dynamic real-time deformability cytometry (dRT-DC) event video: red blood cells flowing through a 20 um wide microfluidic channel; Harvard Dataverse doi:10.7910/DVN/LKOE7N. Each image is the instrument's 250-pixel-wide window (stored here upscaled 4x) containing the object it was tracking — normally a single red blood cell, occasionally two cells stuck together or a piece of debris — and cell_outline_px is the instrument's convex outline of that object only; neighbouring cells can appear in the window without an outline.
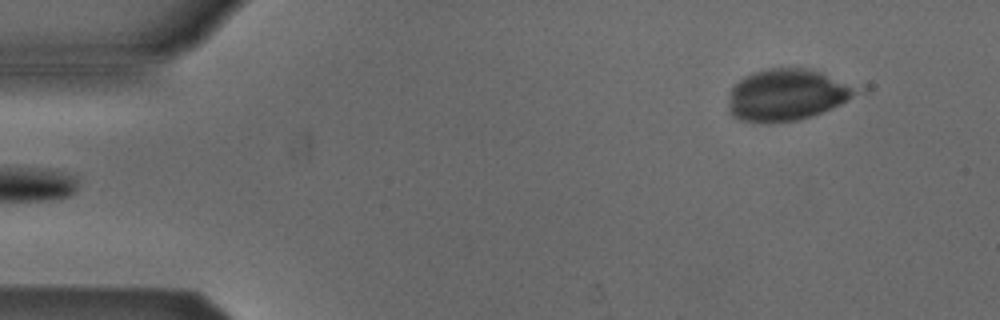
{"species": "Egyptian fruit bat (a non-hibernating species)", "species_latin": "Rousettus aegyptiacus", "temperature_condition": "cold", "stored_images_in_passage": 4, "camera_frame_rate_fps": 3000, "um_per_image_px": 0.085, "animal": {"sex": "male"}, "frame": {"image": 1, "passage_image": 4, "time_ms": 3.667, "image_size_px": [1000, 320], "cell_outline_px": [[868, 92], [832, 108], [812, 116], [800, 120], [744, 120], [732, 116], [728, 112], [728, 104], [732, 88], [744, 76], [752, 72], [768, 68], [812, 68], [868, 84]], "centroid_in_image_um": [67.19, 7.98], "position_along_channel_um": 17.8, "area_um2": 39.88}}